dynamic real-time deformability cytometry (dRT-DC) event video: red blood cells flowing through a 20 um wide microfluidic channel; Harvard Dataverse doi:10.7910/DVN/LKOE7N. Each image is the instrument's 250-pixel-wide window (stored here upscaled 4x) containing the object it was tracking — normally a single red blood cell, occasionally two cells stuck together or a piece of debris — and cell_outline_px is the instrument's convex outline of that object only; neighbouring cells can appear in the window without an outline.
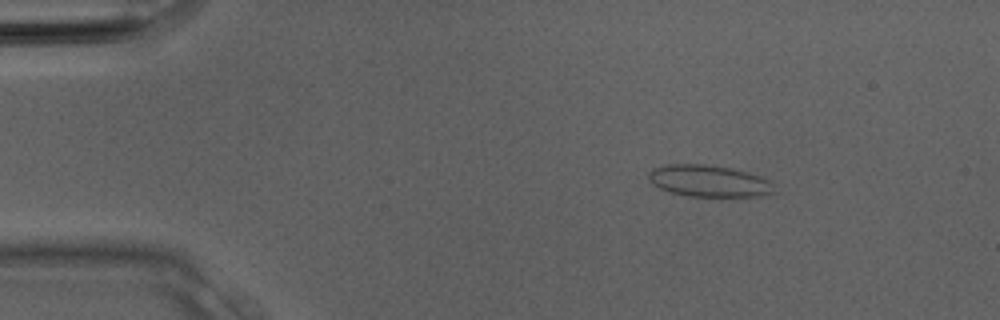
{"species": "Egyptian fruit bat (a non-hibernating species)", "species_latin": "Rousettus aegyptiacus", "temperature_condition": "room temperature", "stored_images_in_passage": 3, "camera_frame_rate_fps": 3000, "um_per_image_px": 0.085, "animal": {"sex": "male"}, "frame": {"image": 1, "passage_image": 2, "time_ms": 0.333, "image_size_px": [1000, 320], "cell_outline_px": [[772, 192], [756, 196], [688, 196], [672, 192], [660, 188], [652, 184], [648, 176], [648, 172], [652, 168], [668, 164], [704, 164], [732, 168], [760, 176], [772, 180]], "centroid_in_image_um": [60.22, 15.37], "position_along_channel_um": 24.8, "area_um2": 23.0}}